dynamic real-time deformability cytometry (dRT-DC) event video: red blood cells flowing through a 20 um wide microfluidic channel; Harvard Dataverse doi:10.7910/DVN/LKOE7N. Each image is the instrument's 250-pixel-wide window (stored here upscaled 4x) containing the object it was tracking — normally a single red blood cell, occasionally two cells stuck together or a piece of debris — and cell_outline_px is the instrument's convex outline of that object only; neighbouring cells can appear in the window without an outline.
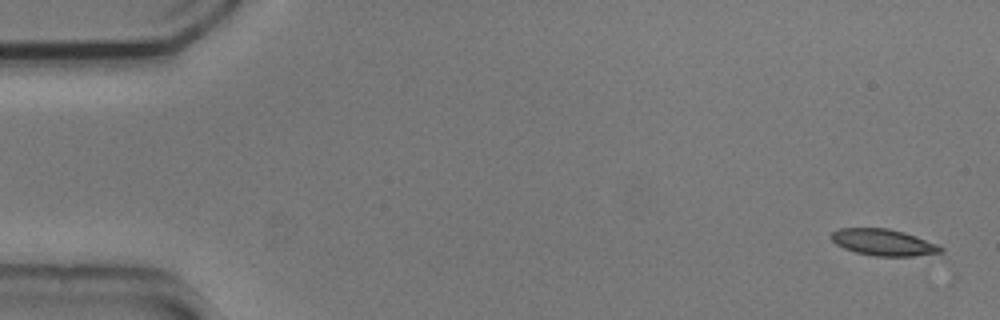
{"species": "common noctule bat (a hibernating species)", "species_latin": "Nyctalus noctula", "temperature_condition": "cold", "stored_images_in_passage": 17, "camera_frame_rate_fps": 3000, "um_per_image_px": 0.085, "animal": {"sex": "male", "body_mass_g": 20.5, "forearm_length_mm": 52.5}, "frame": {"image": 1, "passage_image": 1, "time_ms": 0.0, "image_size_px": [1000, 320], "cell_outline_px": [[944, 252], [912, 256], [876, 256], [856, 252], [844, 248], [836, 244], [832, 240], [832, 232], [840, 228], [888, 228], [904, 232], [916, 236], [936, 244], [944, 248]], "centroid_in_image_um": [75.11, 20.6], "position_along_channel_um": 9.9, "area_um2": 16.76}}
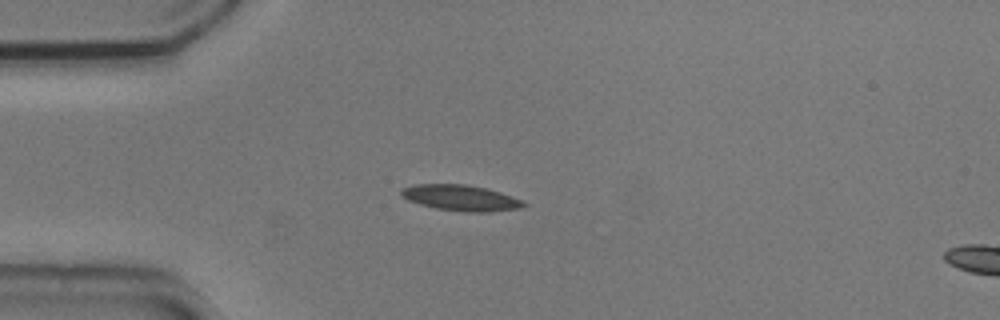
{"frame": {"image": 2, "passage_image": 13, "time_ms": 4.0, "image_size_px": [1000, 320], "cell_outline_px": [[528, 204], [520, 208], [488, 212], [464, 212], [436, 208], [420, 204], [408, 200], [400, 196], [400, 188], [416, 184], [464, 184], [484, 188], [500, 192], [512, 196]], "centroid_in_image_um": [39.12, 16.82], "position_along_channel_um": 45.9, "area_um2": 18.38}}